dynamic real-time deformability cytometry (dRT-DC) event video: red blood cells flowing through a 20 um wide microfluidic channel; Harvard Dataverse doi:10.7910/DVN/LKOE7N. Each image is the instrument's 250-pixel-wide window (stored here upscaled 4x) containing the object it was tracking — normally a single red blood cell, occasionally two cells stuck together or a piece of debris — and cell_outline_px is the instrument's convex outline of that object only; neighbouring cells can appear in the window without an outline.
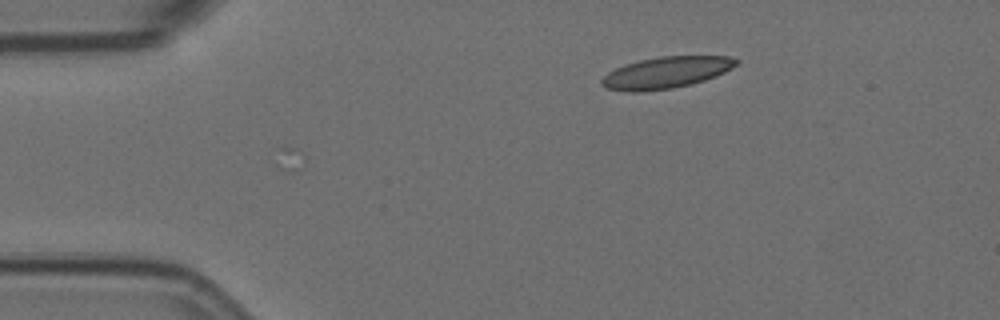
{"species": "Egyptian fruit bat (a non-hibernating species)", "species_latin": "Rousettus aegyptiacus", "temperature_condition": "room temperature", "stored_images_in_passage": 4, "camera_frame_rate_fps": 3000, "um_per_image_px": 0.085, "animal": {"sex": "female"}, "frame": {"image": 1, "passage_image": 1, "time_ms": 0.0, "image_size_px": [1000, 320], "cell_outline_px": [[740, 60], [732, 68], [716, 76], [692, 84], [672, 88], [640, 92], [628, 92], [608, 88], [600, 84], [600, 80], [608, 72], [624, 64], [640, 60], [660, 56], [728, 56]], "centroid_in_image_um": [56.61, 6.17], "position_along_channel_um": 28.4, "area_um2": 24.74}}